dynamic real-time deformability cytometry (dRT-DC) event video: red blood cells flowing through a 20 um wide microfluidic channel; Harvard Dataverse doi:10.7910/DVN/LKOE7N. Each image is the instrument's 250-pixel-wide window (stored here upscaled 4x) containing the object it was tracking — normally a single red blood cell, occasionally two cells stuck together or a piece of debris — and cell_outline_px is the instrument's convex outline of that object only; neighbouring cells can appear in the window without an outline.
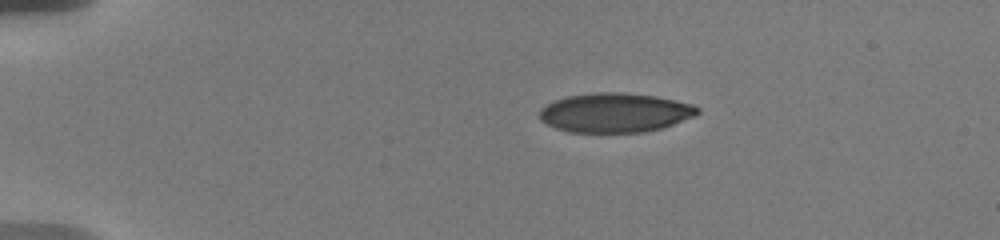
{"species": "human", "species_latin": "Homo sapiens", "temperature_condition": "warm", "stored_images_in_passage": 11, "camera_frame_rate_fps": 3000, "um_per_image_px": 0.085, "donor": {"sex": "male"}, "frame": {"image": 1, "passage_image": 1, "time_ms": 0.0, "image_size_px": [1000, 240], "cell_outline_px": [[700, 112], [696, 116], [664, 128], [644, 132], [568, 132], [544, 124], [540, 120], [540, 108], [556, 100], [568, 96], [596, 92], [620, 92], [656, 96], [692, 104], [700, 108]], "centroid_in_image_um": [52.3, 9.58], "position_along_channel_um": 32.7, "area_um2": 36.41}}
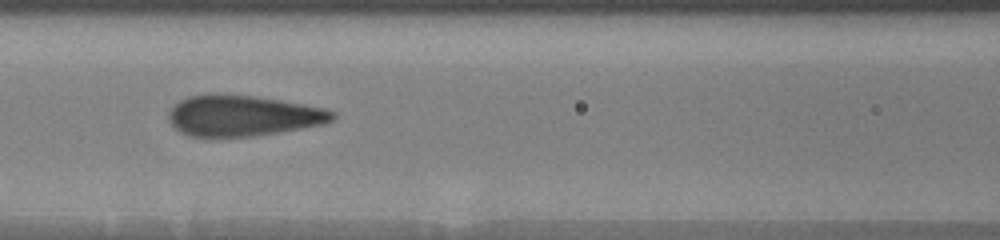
{"frame": {"image": 2, "passage_image": 7, "time_ms": 5.0, "image_size_px": [1000, 240], "cell_outline_px": [[336, 116], [332, 120], [320, 124], [300, 128], [252, 136], [188, 136], [180, 132], [168, 120], [168, 112], [180, 100], [188, 96], [212, 92], [228, 92], [256, 96], [280, 100], [324, 108], [336, 112]], "centroid_in_image_um": [20.58, 9.79], "position_along_channel_um": 146.0, "area_um2": 39.13}}
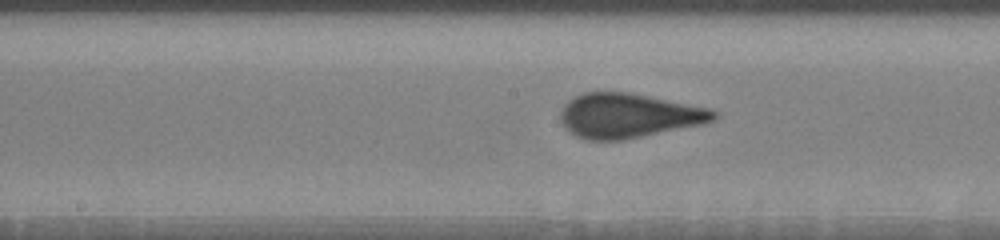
{"frame": {"image": 3, "passage_image": 10, "time_ms": 6.333, "image_size_px": [1000, 240], "cell_outline_px": [[720, 116], [704, 124], [624, 140], [584, 140], [568, 132], [564, 128], [560, 120], [560, 112], [564, 104], [568, 100], [584, 92], [628, 92], [712, 108]], "centroid_in_image_um": [53.41, 9.84], "position_along_channel_um": 194.8, "area_um2": 40.11}}